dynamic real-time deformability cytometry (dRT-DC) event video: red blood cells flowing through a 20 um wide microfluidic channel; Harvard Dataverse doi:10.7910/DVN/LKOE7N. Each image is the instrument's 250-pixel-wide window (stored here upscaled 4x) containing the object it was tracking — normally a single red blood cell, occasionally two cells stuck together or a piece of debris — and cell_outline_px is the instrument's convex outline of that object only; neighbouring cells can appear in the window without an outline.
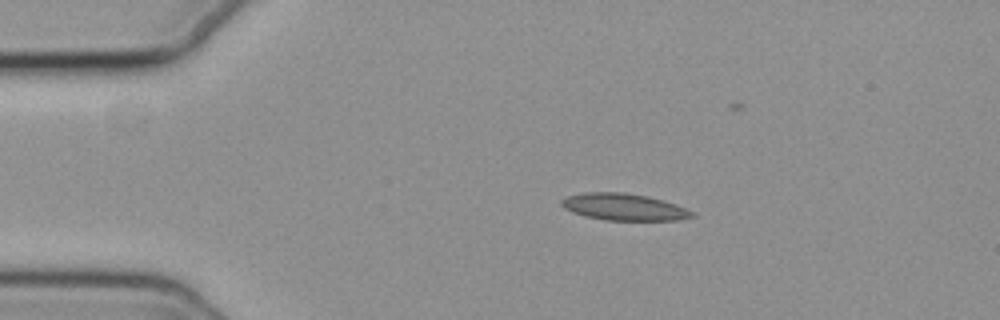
{"species": "common noctule bat (a hibernating species)", "species_latin": "Nyctalus noctula", "temperature_condition": "cold", "stored_images_in_passage": 7, "camera_frame_rate_fps": 3000, "um_per_image_px": 0.085, "animal": {"sex": "female", "body_mass_g": 19.3, "forearm_length_mm": 54.1}, "frame": {"image": 1, "passage_image": 1, "time_ms": 0.0, "image_size_px": [1000, 320], "cell_outline_px": [[696, 216], [680, 220], [604, 220], [584, 216], [572, 212], [564, 208], [560, 204], [560, 200], [568, 196], [584, 192], [624, 192], [648, 196], [664, 200], [676, 204], [696, 212]], "centroid_in_image_um": [53.06, 17.59], "position_along_channel_um": 31.9, "area_um2": 20.69}}